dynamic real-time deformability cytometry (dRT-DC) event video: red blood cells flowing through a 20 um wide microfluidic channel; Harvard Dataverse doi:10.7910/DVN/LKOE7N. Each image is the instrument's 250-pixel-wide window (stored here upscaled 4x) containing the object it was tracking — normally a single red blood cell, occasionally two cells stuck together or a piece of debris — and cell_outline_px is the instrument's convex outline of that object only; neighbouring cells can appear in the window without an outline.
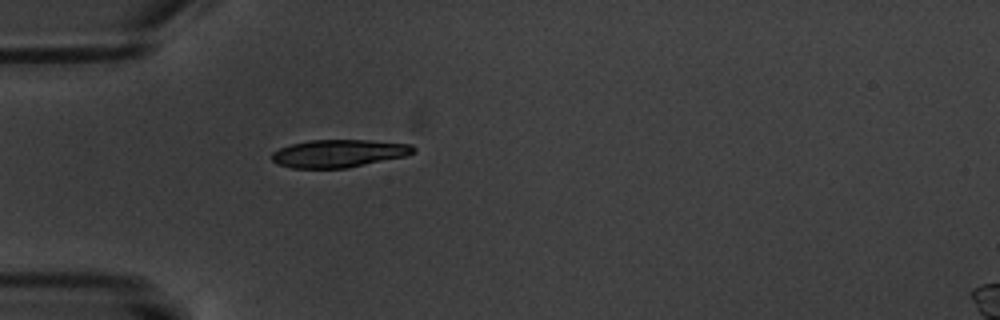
{"species": "common noctule bat (a hibernating species)", "species_latin": "Nyctalus noctula", "temperature_condition": "warm", "stored_images_in_passage": 1, "camera_frame_rate_fps": 3000, "um_per_image_px": 0.085, "animal": {"sex": "male", "body_mass_g": 20.1, "forearm_length_mm": 53.5}, "frame": {"image": 1, "passage_image": 1, "time_ms": 0.0, "image_size_px": [1000, 320], "cell_outline_px": [[416, 152], [404, 156], [348, 168], [292, 168], [276, 164], [272, 160], [272, 152], [280, 148], [292, 144], [308, 140], [368, 140], [412, 144], [416, 148]], "centroid_in_image_um": [28.8, 13.04], "position_along_channel_um": 56.2, "area_um2": 22.95}}